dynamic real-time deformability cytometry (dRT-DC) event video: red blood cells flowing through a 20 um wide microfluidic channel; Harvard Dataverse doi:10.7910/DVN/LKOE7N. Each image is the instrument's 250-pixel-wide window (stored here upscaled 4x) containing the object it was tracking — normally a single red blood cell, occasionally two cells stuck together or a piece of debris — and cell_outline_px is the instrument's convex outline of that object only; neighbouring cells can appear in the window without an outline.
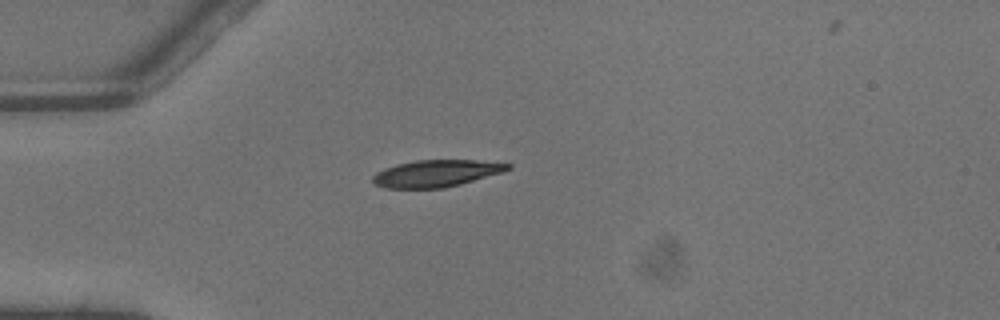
{"species": "common noctule bat (a hibernating species)", "species_latin": "Nyctalus noctula", "temperature_condition": "warm", "stored_images_in_passage": 1, "camera_frame_rate_fps": 3000, "um_per_image_px": 0.085, "animal": {"sex": "male", "body_mass_g": 13.3}, "frame": {"image": 1, "passage_image": 1, "time_ms": 0.0, "image_size_px": [1000, 320], "cell_outline_px": [[512, 168], [504, 172], [460, 184], [444, 188], [384, 188], [372, 184], [372, 176], [376, 172], [384, 168], [396, 164], [416, 160], [476, 160], [512, 164]], "centroid_in_image_um": [37.06, 14.74], "position_along_channel_um": 47.9, "area_um2": 21.39}}